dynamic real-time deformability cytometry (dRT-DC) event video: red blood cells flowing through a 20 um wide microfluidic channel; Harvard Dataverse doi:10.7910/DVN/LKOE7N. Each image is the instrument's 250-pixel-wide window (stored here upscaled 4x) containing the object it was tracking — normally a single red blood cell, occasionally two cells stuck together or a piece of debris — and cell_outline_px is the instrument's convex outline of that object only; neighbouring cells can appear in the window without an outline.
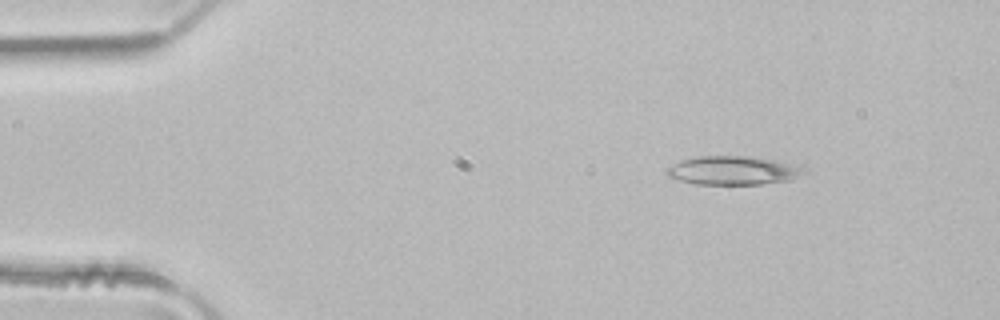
{"species": "common noctule bat (a hibernating species)", "species_latin": "Nyctalus noctula", "temperature_condition": "room temperature", "stored_images_in_passage": 3, "camera_frame_rate_fps": 3000, "um_per_image_px": 0.085, "animal": {"sex": "male", "body_mass_g": 21.5, "forearm_length_mm": 52.0}, "frame": {"image": 1, "passage_image": 1, "time_ms": 0.0, "image_size_px": [1000, 320], "cell_outline_px": [[808, 172], [792, 180], [760, 184], [696, 184], [680, 180], [668, 176], [668, 168], [680, 160], [696, 156], [748, 156], [776, 160], [808, 168]], "centroid_in_image_um": [62.39, 14.48], "position_along_channel_um": 22.6, "area_um2": 23.0}}
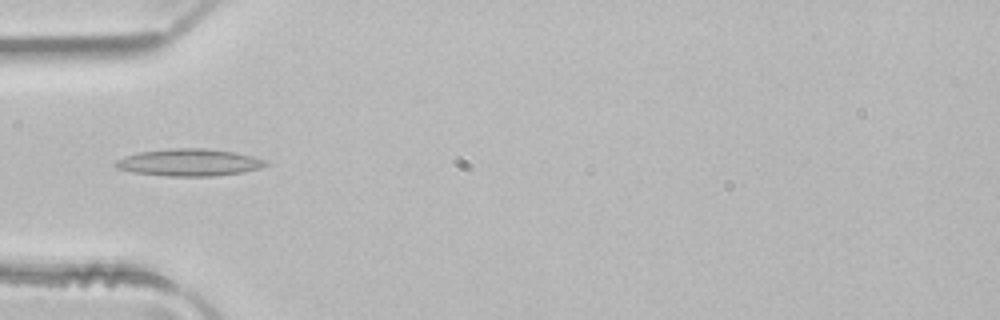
{"frame": {"image": 2, "passage_image": 3, "time_ms": 0.667, "image_size_px": [1000, 320], "cell_outline_px": [[272, 164], [260, 168], [244, 172], [216, 176], [168, 176], [136, 172], [116, 168], [112, 164], [116, 160], [124, 156], [140, 152], [172, 148], [204, 148], [236, 152], [268, 160]], "centroid_in_image_um": [16.14, 13.8], "position_along_channel_um": 68.9, "area_um2": 23.93}}